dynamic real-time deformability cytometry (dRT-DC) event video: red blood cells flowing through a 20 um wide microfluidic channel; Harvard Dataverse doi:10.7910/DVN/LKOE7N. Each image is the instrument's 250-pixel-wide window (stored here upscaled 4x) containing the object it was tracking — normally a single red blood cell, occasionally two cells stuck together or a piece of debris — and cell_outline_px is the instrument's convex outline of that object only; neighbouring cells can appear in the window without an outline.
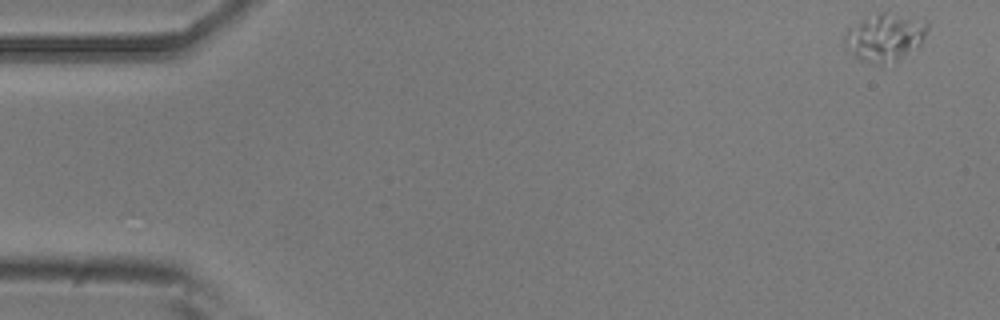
{"species": "common noctule bat (a hibernating species)", "species_latin": "Nyctalus noctula", "temperature_condition": "room temperature", "stored_images_in_passage": 6, "camera_frame_rate_fps": 3000, "um_per_image_px": 0.085, "animal": {"sex": "male", "body_mass_g": 20.5, "forearm_length_mm": 52.5}, "frame": {"image": 1, "passage_image": 1, "time_ms": 0.0, "image_size_px": [1000, 320], "cell_outline_px": [[928, 28], [920, 44], [916, 48], [900, 60], [880, 64], [876, 64], [860, 60], [844, 48], [844, 36], [848, 28], [860, 20], [880, 12], [884, 12], [928, 20]], "centroid_in_image_um": [75.2, 3.18], "position_along_channel_um": 9.8, "area_um2": 23.12}}
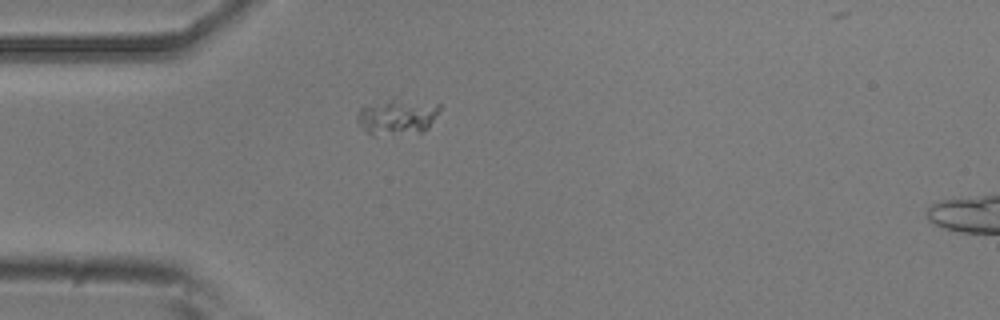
{"frame": {"image": 2, "passage_image": 5, "time_ms": 1.333, "image_size_px": [1000, 320], "cell_outline_px": [[440, 108], [428, 128], [424, 132], [392, 136], [376, 136], [368, 132], [356, 120], [356, 112], [364, 104], [392, 100], [440, 104]], "centroid_in_image_um": [33.71, 9.98], "position_along_channel_um": 51.3, "area_um2": 17.11}}